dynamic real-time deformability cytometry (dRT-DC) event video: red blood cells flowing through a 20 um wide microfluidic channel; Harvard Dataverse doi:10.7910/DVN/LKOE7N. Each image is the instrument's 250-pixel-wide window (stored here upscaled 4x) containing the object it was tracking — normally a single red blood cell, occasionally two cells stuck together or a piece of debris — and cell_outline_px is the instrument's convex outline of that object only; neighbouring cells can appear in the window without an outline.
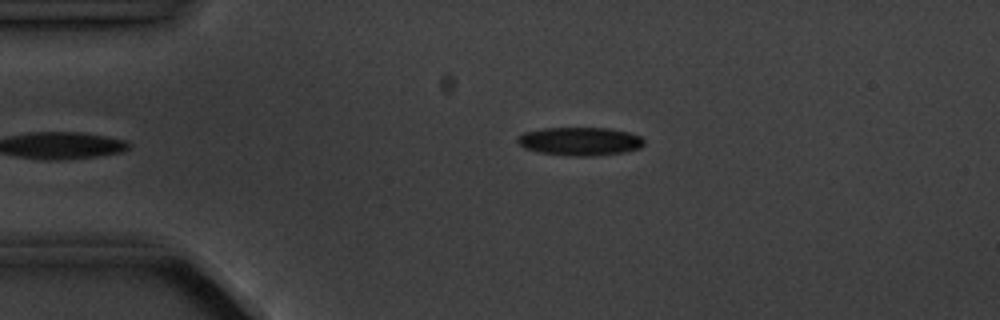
{"species": "common noctule bat (a hibernating species)", "species_latin": "Nyctalus noctula", "temperature_condition": "cold", "stored_images_in_passage": 4, "camera_frame_rate_fps": 3000, "um_per_image_px": 0.085, "animal": {"sex": "male", "body_mass_g": 20.1, "forearm_length_mm": 53.5}, "frame": {"image": 1, "passage_image": 4, "time_ms": 3.333, "image_size_px": [1000, 320], "cell_outline_px": [[644, 144], [640, 148], [624, 152], [592, 156], [568, 156], [540, 152], [524, 148], [516, 140], [524, 132], [544, 128], [608, 128], [628, 132], [640, 136], [644, 140]], "centroid_in_image_um": [49.31, 12.01], "position_along_channel_um": 35.7, "area_um2": 20.81}}